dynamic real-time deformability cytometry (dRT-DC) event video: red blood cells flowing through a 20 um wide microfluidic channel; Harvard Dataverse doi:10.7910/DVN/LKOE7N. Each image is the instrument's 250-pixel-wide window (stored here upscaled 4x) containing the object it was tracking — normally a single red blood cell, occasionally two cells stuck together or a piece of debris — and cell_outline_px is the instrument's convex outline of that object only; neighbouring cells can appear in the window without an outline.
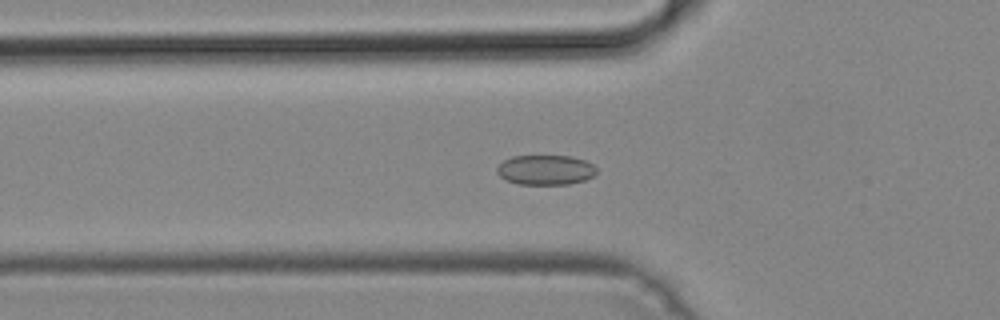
{"species": "common noctule bat (a hibernating species)", "species_latin": "Nyctalus noctula", "temperature_condition": "cold", "stored_images_in_passage": 48, "camera_frame_rate_fps": 3000, "um_per_image_px": 0.085, "animal": {"sex": "male", "body_mass_g": 19.2, "forearm_length_mm": 51.8}, "frame": {"image": 1, "passage_image": 15, "time_ms": 4.667, "image_size_px": [1000, 320], "cell_outline_px": [[596, 176], [584, 180], [568, 184], [520, 184], [504, 180], [496, 172], [496, 168], [504, 160], [512, 156], [572, 156], [584, 160], [592, 164], [596, 168]], "centroid_in_image_um": [46.37, 14.44], "position_along_channel_um": 79.4, "area_um2": 17.4}}
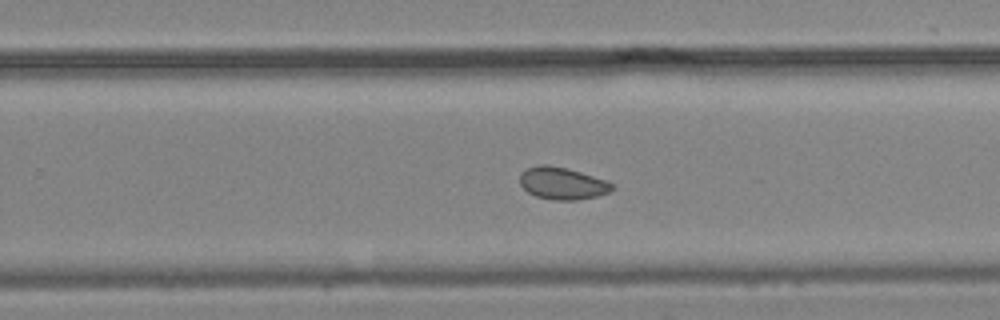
{"frame": {"image": 2, "passage_image": 30, "time_ms": 9.667, "image_size_px": [1000, 320], "cell_outline_px": [[616, 188], [612, 192], [596, 196], [576, 200], [552, 200], [536, 196], [528, 192], [520, 184], [520, 176], [524, 168], [540, 164], [548, 164], [580, 172], [604, 180], [612, 184]], "centroid_in_image_um": [47.78, 15.59], "position_along_channel_um": 282.0, "area_um2": 17.28}}
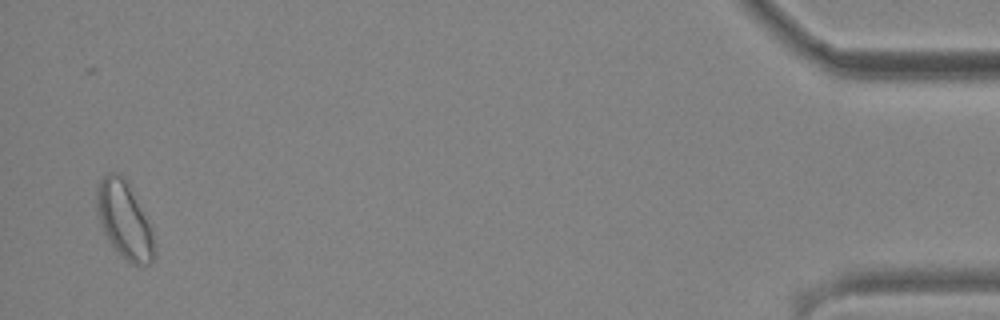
{"frame": {"image": 3, "passage_image": 47, "time_ms": 15.333, "image_size_px": [1000, 320], "cell_outline_px": [[156, 260], [152, 264], [132, 264], [108, 240], [104, 232], [100, 220], [96, 204], [96, 188], [100, 180], [108, 172], [116, 172], [124, 176], [152, 228], [156, 244]], "centroid_in_image_um": [10.61, 18.71], "position_along_channel_um": 424.6, "area_um2": 25.72}}